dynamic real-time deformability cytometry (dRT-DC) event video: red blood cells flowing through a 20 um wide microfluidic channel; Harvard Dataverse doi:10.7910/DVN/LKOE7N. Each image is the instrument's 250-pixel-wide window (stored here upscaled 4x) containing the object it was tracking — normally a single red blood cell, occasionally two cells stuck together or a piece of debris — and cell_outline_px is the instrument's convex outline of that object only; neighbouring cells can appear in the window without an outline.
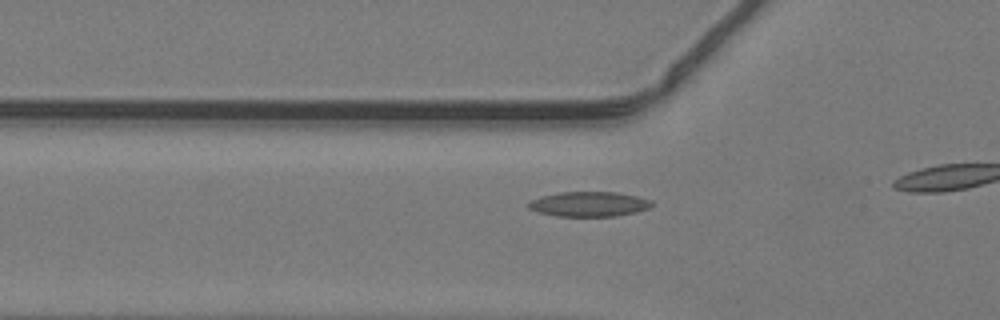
{"species": "common noctule bat (a hibernating species)", "species_latin": "Nyctalus noctula", "temperature_condition": "warm", "stored_images_in_passage": 12, "camera_frame_rate_fps": 3000, "um_per_image_px": 0.085, "animal": {"sex": "male", "body_mass_g": 19.2, "forearm_length_mm": 51.8}, "frame": {"image": 1, "passage_image": 7, "time_ms": 2.0, "image_size_px": [1000, 320], "cell_outline_px": [[652, 204], [648, 208], [636, 212], [616, 216], [556, 216], [540, 212], [528, 208], [528, 204], [532, 200], [540, 196], [560, 192], [616, 192], [636, 196], [652, 200]], "centroid_in_image_um": [50.07, 17.34], "position_along_channel_um": 75.7, "area_um2": 17.74}}
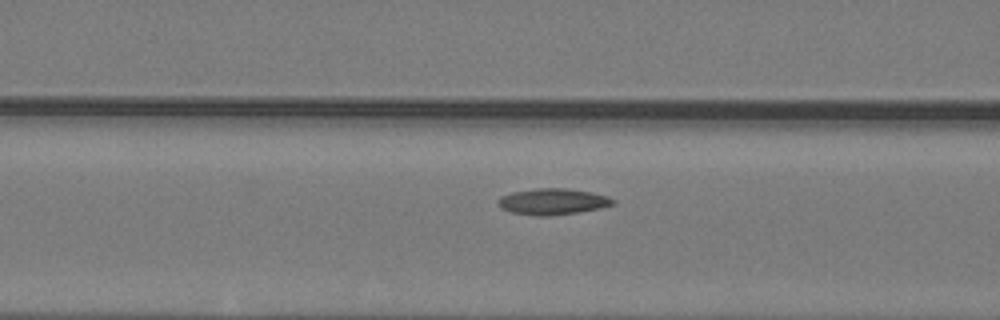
{"frame": {"image": 2, "passage_image": 10, "time_ms": 3.0, "image_size_px": [1000, 320], "cell_outline_px": [[616, 204], [600, 208], [580, 212], [548, 216], [536, 216], [512, 212], [500, 208], [496, 204], [496, 200], [500, 196], [512, 192], [536, 188], [564, 188], [592, 192], [608, 196], [616, 200]], "centroid_in_image_um": [46.97, 17.13], "position_along_channel_um": 119.6, "area_um2": 17.8}}